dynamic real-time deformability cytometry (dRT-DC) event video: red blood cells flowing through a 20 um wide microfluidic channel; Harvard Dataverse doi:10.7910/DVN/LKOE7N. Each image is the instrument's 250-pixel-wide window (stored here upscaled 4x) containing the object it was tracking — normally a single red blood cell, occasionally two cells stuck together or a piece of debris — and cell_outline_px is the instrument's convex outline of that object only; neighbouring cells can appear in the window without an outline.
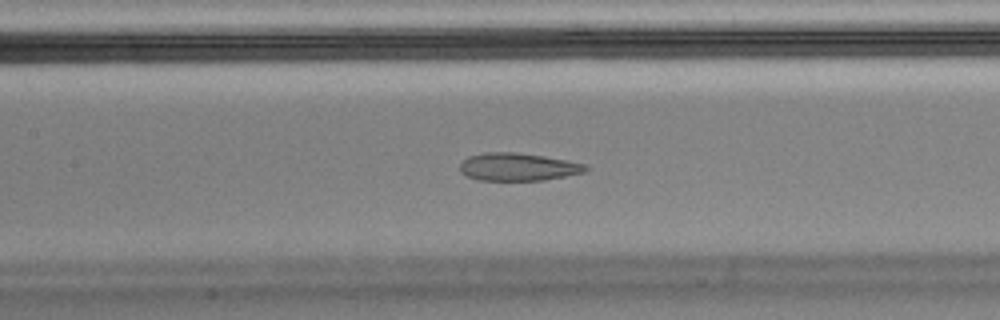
{"species": "Egyptian fruit bat (a non-hibernating species)", "species_latin": "Rousettus aegyptiacus", "temperature_condition": "cold", "stored_images_in_passage": 55, "camera_frame_rate_fps": 3000, "um_per_image_px": 0.085, "animal": {"sex": "male"}, "frame": {"image": 1, "passage_image": 24, "time_ms": 7.667, "image_size_px": [1000, 320], "cell_outline_px": [[588, 168], [584, 172], [544, 180], [476, 180], [464, 176], [460, 172], [460, 164], [468, 156], [484, 152], [516, 152], [544, 156], [568, 160], [584, 164]], "centroid_in_image_um": [43.97, 14.18], "position_along_channel_um": 163.4, "area_um2": 20.4}, "authors_computed_cell_mechanics": {"area_um2": 22.1952, "velocity_mm_per_s": 3.5806, "shape_relaxation_time_tau1_ms": null, "shape_relaxation_time_tau2_ms": 1.0242, "deformation_change_tau1": null, "deformation_change_tau2": 0.0729}}